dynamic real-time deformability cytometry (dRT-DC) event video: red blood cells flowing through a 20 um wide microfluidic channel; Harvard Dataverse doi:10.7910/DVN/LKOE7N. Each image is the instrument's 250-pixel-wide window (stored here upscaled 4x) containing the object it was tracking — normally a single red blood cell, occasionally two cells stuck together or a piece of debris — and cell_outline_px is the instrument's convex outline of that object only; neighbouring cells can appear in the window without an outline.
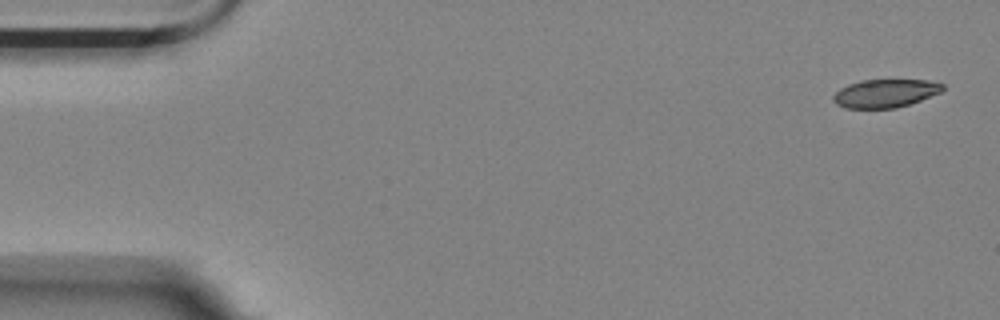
{"species": "Egyptian fruit bat (a non-hibernating species)", "species_latin": "Rousettus aegyptiacus", "temperature_condition": "room temperature", "stored_images_in_passage": 5, "camera_frame_rate_fps": 3000, "um_per_image_px": 0.085, "animal": {"sex": "female"}, "frame": {"image": 1, "passage_image": 1, "time_ms": 0.0, "image_size_px": [1000, 320], "cell_outline_px": [[944, 88], [940, 92], [920, 100], [896, 108], [844, 108], [836, 104], [832, 100], [832, 96], [840, 88], [848, 84], [860, 80], [928, 80], [944, 84]], "centroid_in_image_um": [75.21, 7.93], "position_along_channel_um": 9.8, "area_um2": 17.98}}
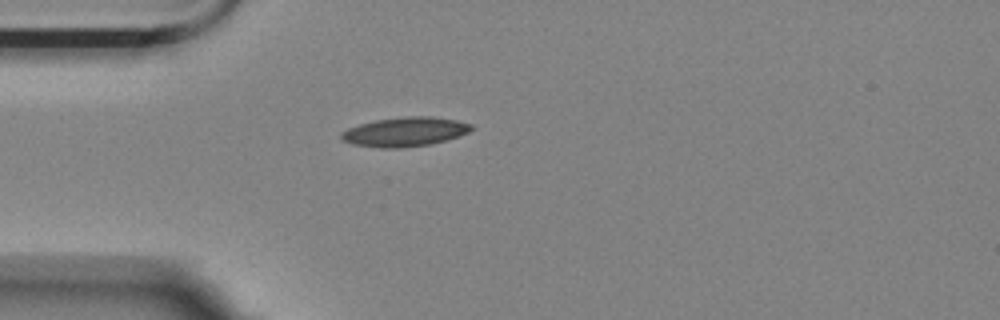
{"frame": {"image": 2, "passage_image": 5, "time_ms": 4.333, "image_size_px": [1000, 320], "cell_outline_px": [[472, 128], [468, 132], [460, 136], [432, 144], [400, 148], [380, 148], [352, 144], [340, 140], [340, 132], [348, 128], [360, 124], [376, 120], [404, 116], [432, 116], [456, 120], [472, 124]], "centroid_in_image_um": [34.39, 11.21], "position_along_channel_um": 50.6, "area_um2": 22.37}}